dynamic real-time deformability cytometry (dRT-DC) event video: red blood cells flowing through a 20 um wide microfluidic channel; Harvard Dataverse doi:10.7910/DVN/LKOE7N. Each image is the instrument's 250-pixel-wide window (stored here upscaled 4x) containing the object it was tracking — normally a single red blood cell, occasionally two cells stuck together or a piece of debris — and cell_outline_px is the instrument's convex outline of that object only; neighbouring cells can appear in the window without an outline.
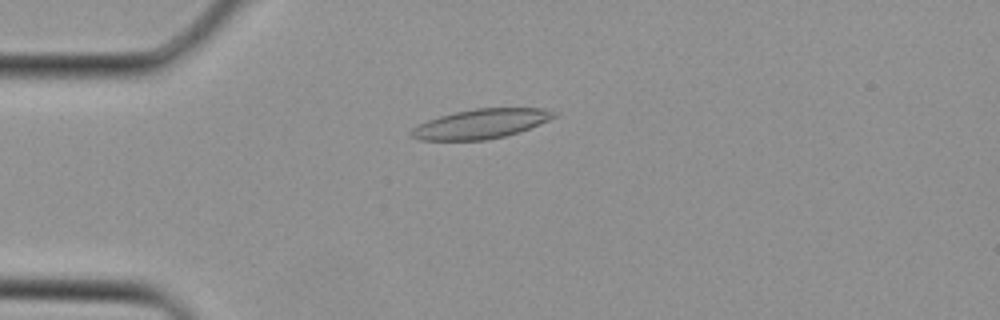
{"species": "Egyptian fruit bat (a non-hibernating species)", "species_latin": "Rousettus aegyptiacus", "temperature_condition": "cold", "stored_images_in_passage": 3, "camera_frame_rate_fps": 3000, "um_per_image_px": 0.085, "animal": {"sex": "female"}, "frame": {"image": 1, "passage_image": 3, "time_ms": 0.667, "image_size_px": [1000, 320], "cell_outline_px": [[556, 116], [548, 120], [520, 132], [504, 136], [484, 140], [420, 140], [412, 136], [408, 132], [412, 128], [428, 120], [440, 116], [456, 112], [476, 108], [544, 108], [556, 112]], "centroid_in_image_um": [40.88, 10.52], "position_along_channel_um": 44.1, "area_um2": 24.33}}